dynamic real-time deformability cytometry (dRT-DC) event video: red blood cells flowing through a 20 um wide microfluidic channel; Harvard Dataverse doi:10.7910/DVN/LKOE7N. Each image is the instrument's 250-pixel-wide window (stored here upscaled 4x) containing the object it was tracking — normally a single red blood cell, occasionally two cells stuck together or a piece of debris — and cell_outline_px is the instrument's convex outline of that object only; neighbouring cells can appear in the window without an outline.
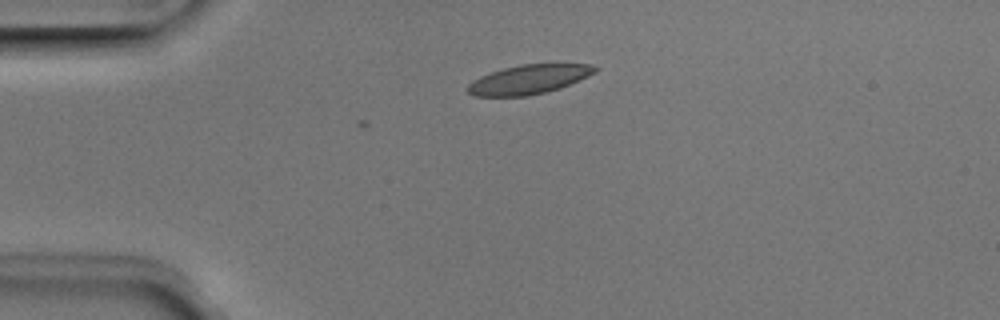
{"species": "Egyptian fruit bat (a non-hibernating species)", "species_latin": "Rousettus aegyptiacus", "temperature_condition": "room temperature", "stored_images_in_passage": 6, "camera_frame_rate_fps": 3000, "um_per_image_px": 0.085, "animal": {"sex": "male"}, "frame": {"image": 1, "passage_image": 3, "time_ms": 0.667, "image_size_px": [1000, 320], "cell_outline_px": [[600, 68], [596, 72], [580, 80], [560, 88], [528, 96], [476, 96], [468, 92], [464, 88], [472, 80], [480, 76], [504, 68], [520, 64], [592, 64]], "centroid_in_image_um": [44.95, 6.75], "position_along_channel_um": 40.1, "area_um2": 21.73}}
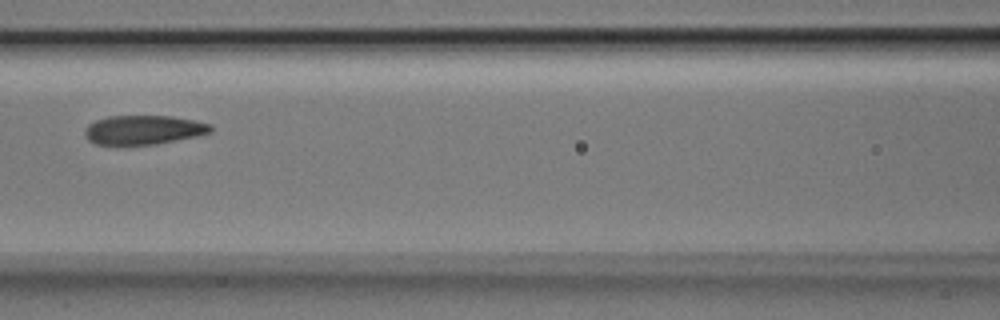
{"frame": {"image": 2, "passage_image": 6, "time_ms": 1.667, "image_size_px": [1000, 320], "cell_outline_px": [[212, 132], [196, 136], [156, 144], [96, 144], [88, 140], [84, 136], [84, 128], [88, 124], [96, 120], [108, 116], [172, 116], [196, 120], [212, 124]], "centroid_in_image_um": [12.2, 11.03], "position_along_channel_um": 154.4, "area_um2": 21.44}}